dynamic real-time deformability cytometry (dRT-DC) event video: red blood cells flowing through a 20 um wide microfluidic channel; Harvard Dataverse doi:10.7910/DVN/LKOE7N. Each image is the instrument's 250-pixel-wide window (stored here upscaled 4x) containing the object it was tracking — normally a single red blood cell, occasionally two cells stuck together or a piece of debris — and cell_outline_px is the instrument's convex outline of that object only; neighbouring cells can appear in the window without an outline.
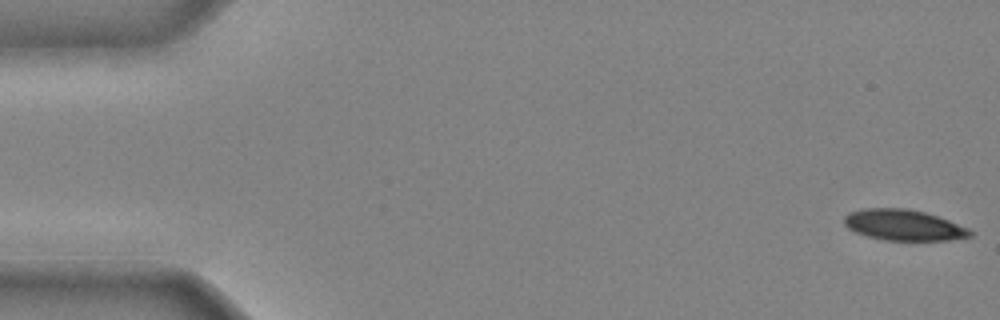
{"species": "common noctule bat (a hibernating species)", "species_latin": "Nyctalus noctula", "temperature_condition": "cold", "stored_images_in_passage": 44, "camera_frame_rate_fps": 3000, "um_per_image_px": 0.085, "animal": {"sex": "male", "body_mass_g": 20.4}, "frame": {"image": 1, "passage_image": 1, "time_ms": 0.0, "image_size_px": [1000, 320], "cell_outline_px": [[976, 232], [972, 236], [948, 240], [884, 240], [868, 236], [856, 232], [848, 228], [844, 224], [844, 216], [848, 212], [864, 208], [908, 208], [924, 212], [948, 220], [968, 228]], "centroid_in_image_um": [76.81, 19.12], "position_along_channel_um": 8.2, "area_um2": 22.66}}
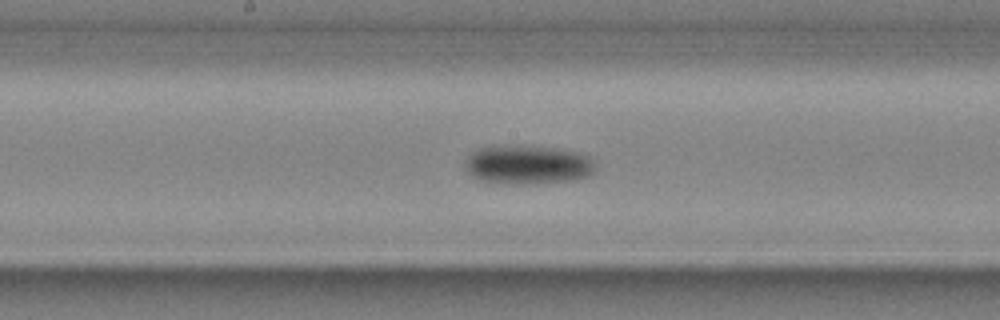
{"frame": {"image": 2, "passage_image": 23, "time_ms": 7.333, "image_size_px": [1000, 320], "cell_outline_px": [[592, 172], [588, 176], [576, 180], [532, 184], [512, 184], [480, 180], [472, 176], [464, 168], [464, 160], [472, 152], [480, 148], [492, 144], [516, 144], [556, 148], [576, 152], [588, 156], [592, 164]], "centroid_in_image_um": [44.76, 13.98], "position_along_channel_um": 203.4, "area_um2": 30.06}}
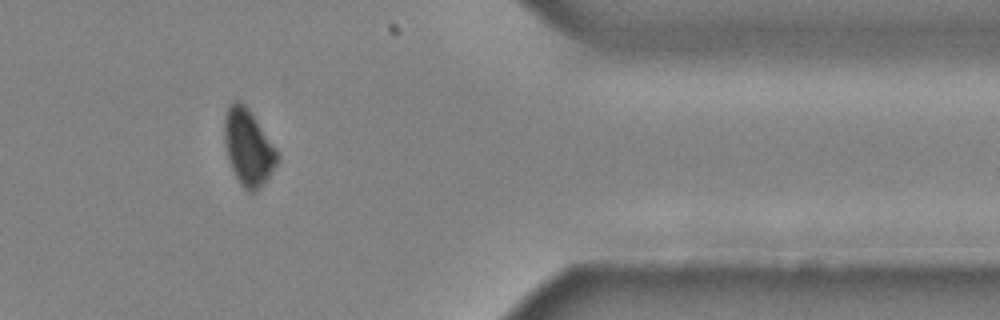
{"frame": {"image": 3, "passage_image": 37, "time_ms": 12.0, "image_size_px": [1000, 320], "cell_outline_px": [[280, 160], [268, 176], [252, 192], [248, 192], [240, 184], [228, 160], [224, 144], [224, 116], [228, 104], [232, 100], [240, 100], [248, 108], [276, 148], [280, 156]], "centroid_in_image_um": [21.07, 12.46], "position_along_channel_um": 390.3, "area_um2": 23.35}}